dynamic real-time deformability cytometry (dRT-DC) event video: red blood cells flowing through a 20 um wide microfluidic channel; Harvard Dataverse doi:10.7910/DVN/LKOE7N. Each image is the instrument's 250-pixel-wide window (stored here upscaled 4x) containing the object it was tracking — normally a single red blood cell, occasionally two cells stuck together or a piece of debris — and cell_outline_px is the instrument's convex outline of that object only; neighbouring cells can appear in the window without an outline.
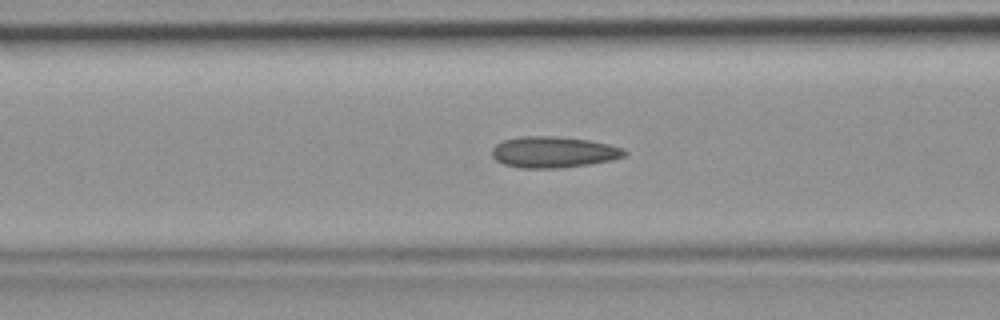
{"species": "common noctule bat (a hibernating species)", "species_latin": "Nyctalus noctula", "temperature_condition": "room temperature", "stored_images_in_passage": 45, "camera_frame_rate_fps": 3000, "um_per_image_px": 0.085, "animal": {"sex": "female", "body_mass_g": 19.9}, "frame": {"image": 1, "passage_image": 17, "time_ms": 5.333, "image_size_px": [1000, 320], "cell_outline_px": [[628, 152], [624, 156], [612, 160], [588, 164], [560, 168], [520, 168], [504, 164], [496, 160], [492, 156], [492, 148], [496, 144], [504, 140], [524, 136], [556, 136], [588, 140], [608, 144], [624, 148]], "centroid_in_image_um": [47.05, 12.93], "position_along_channel_um": 119.6, "area_um2": 24.04}}
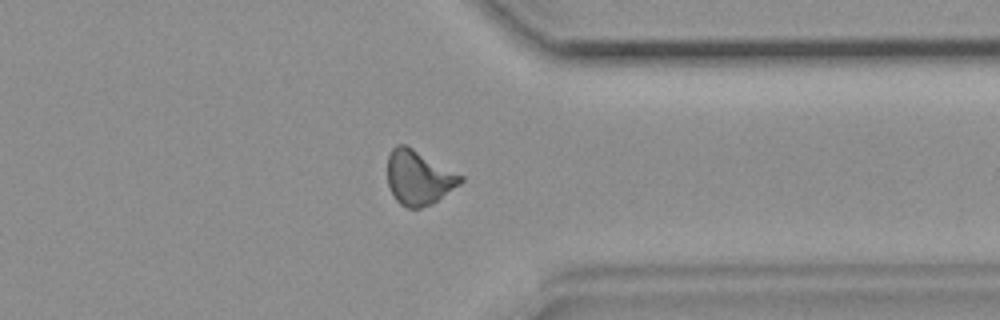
{"frame": {"image": 2, "passage_image": 35, "time_ms": 11.333, "image_size_px": [1000, 320], "cell_outline_px": [[464, 180], [460, 184], [432, 204], [420, 208], [408, 208], [400, 204], [396, 200], [388, 184], [388, 156], [392, 148], [396, 144], [404, 144], [412, 148], [464, 176]], "centroid_in_image_um": [35.59, 15.1], "position_along_channel_um": 375.8, "area_um2": 23.0}}
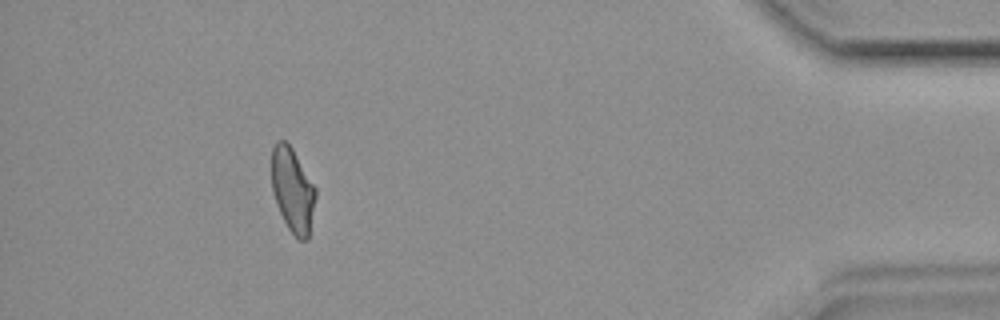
{"frame": {"image": 3, "passage_image": 41, "time_ms": 13.333, "image_size_px": [1000, 320], "cell_outline_px": [[316, 196], [308, 240], [300, 240], [288, 228], [276, 204], [272, 192], [272, 148], [276, 140], [284, 140], [292, 148], [316, 188]], "centroid_in_image_um": [24.87, 16.15], "position_along_channel_um": 410.3, "area_um2": 21.5}}